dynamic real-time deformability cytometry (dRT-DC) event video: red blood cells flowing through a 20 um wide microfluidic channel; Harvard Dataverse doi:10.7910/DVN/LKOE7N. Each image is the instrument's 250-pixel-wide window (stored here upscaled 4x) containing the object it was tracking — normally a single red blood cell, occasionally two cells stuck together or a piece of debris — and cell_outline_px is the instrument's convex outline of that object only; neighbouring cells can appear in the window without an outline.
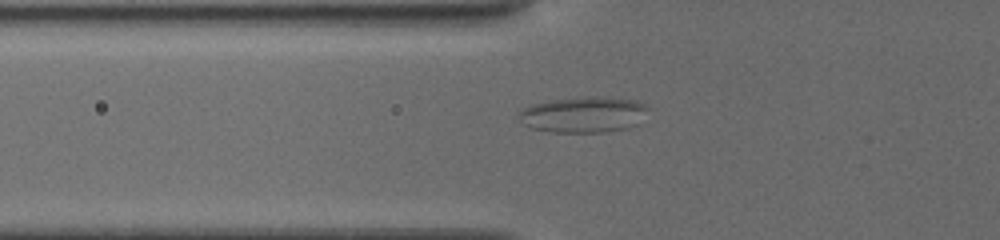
{"species": "common noctule bat (a hibernating species)", "species_latin": "Nyctalus noctula", "temperature_condition": "cold", "stored_images_in_passage": 38, "camera_frame_rate_fps": 3000, "um_per_image_px": 0.085, "animal": {"sex": "female", "body_mass_g": 19.5, "forearm_length_mm": 54.1}, "frame": {"image": 1, "passage_image": 9, "time_ms": 3.667, "image_size_px": [1000, 240], "cell_outline_px": [[644, 108], [636, 124], [628, 128], [608, 132], [552, 132], [532, 128], [524, 124], [516, 116], [524, 108], [532, 104], [552, 100], [580, 96], [596, 96], [636, 100], [644, 104]], "centroid_in_image_um": [49.52, 9.74], "position_along_channel_um": 76.3, "area_um2": 26.7}}
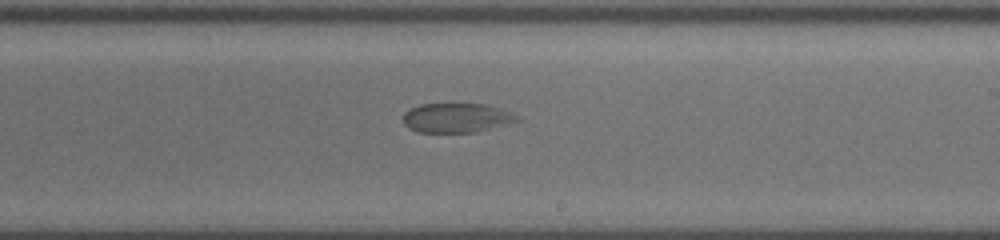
{"frame": {"image": 2, "passage_image": 22, "time_ms": 8.333, "image_size_px": [1000, 240], "cell_outline_px": [[520, 120], [476, 132], [416, 132], [408, 128], [404, 124], [404, 112], [408, 108], [420, 104], [452, 100], [484, 104], [512, 112], [520, 116]], "centroid_in_image_um": [38.76, 9.95], "position_along_channel_um": 250.2, "area_um2": 20.46}}
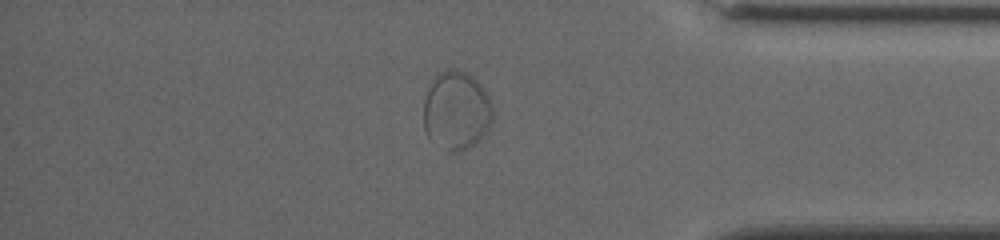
{"frame": {"image": 3, "passage_image": 33, "time_ms": 12.667, "image_size_px": [1000, 240], "cell_outline_px": [[492, 120], [484, 132], [472, 144], [456, 152], [452, 152], [444, 148], [428, 136], [424, 128], [424, 100], [432, 80], [436, 72], [452, 68], [456, 68], [468, 72], [480, 84], [488, 96], [492, 108]], "centroid_in_image_um": [38.77, 9.32], "position_along_channel_um": 396.4, "area_um2": 31.21}}